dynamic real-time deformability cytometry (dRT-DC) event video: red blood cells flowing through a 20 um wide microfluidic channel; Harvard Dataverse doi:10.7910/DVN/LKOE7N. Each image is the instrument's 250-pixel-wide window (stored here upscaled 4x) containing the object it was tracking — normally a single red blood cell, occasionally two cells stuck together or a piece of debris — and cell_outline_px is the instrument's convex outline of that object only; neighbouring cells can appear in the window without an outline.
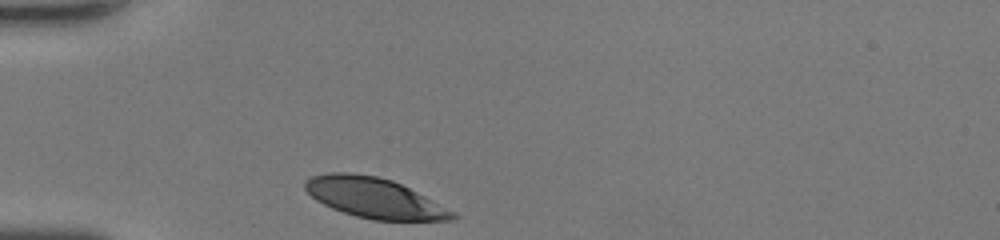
{"species": "human", "species_latin": "Homo sapiens", "temperature_condition": "room temperature", "stored_images_in_passage": 26, "camera_frame_rate_fps": 3000, "um_per_image_px": 0.085, "donor": {"sex": "female"}, "frame": {"image": 1, "passage_image": 1, "time_ms": 0.0, "image_size_px": [1000, 240], "cell_outline_px": [[456, 216], [452, 220], [372, 220], [356, 216], [332, 208], [316, 200], [304, 188], [304, 180], [312, 176], [328, 172], [348, 172], [376, 176], [392, 180], [456, 212]], "centroid_in_image_um": [31.78, 16.81], "position_along_channel_um": 53.2, "area_um2": 34.16}}
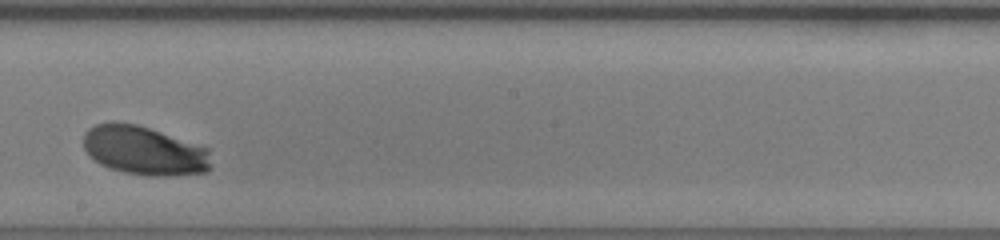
{"frame": {"image": 2, "passage_image": 15, "time_ms": 4.667, "image_size_px": [1000, 240], "cell_outline_px": [[212, 168], [208, 172], [168, 176], [148, 176], [124, 172], [108, 168], [100, 164], [84, 148], [84, 132], [88, 128], [96, 124], [136, 124], [208, 148]], "centroid_in_image_um": [12.3, 12.84], "position_along_channel_um": 235.9, "area_um2": 35.89}}
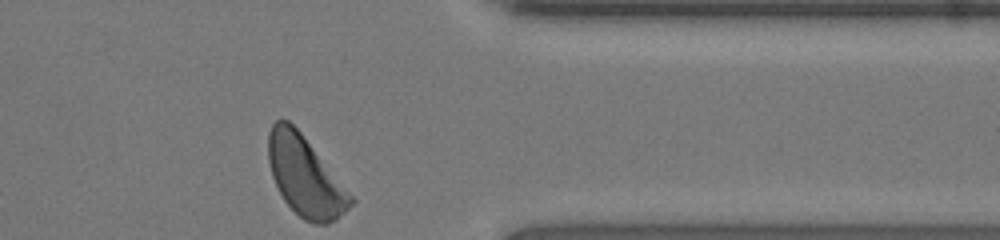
{"frame": {"image": 3, "passage_image": 26, "time_ms": 8.333, "image_size_px": [1000, 240], "cell_outline_px": [[356, 200], [336, 220], [328, 224], [316, 224], [304, 220], [284, 200], [272, 176], [268, 160], [268, 132], [272, 124], [276, 120], [288, 120], [300, 132]], "centroid_in_image_um": [25.92, 15.0], "position_along_channel_um": 385.5, "area_um2": 37.63}, "authors_computed_cell_mechanics": {"area_um2": 36.0961, "velocity_mm_per_s": 4.306, "shape_relaxation_time_tau1_ms": 1.8284, "shape_relaxation_time_tau2_ms": null, "deformation_change_tau1": 0.1532, "deformation_change_tau2": null}}